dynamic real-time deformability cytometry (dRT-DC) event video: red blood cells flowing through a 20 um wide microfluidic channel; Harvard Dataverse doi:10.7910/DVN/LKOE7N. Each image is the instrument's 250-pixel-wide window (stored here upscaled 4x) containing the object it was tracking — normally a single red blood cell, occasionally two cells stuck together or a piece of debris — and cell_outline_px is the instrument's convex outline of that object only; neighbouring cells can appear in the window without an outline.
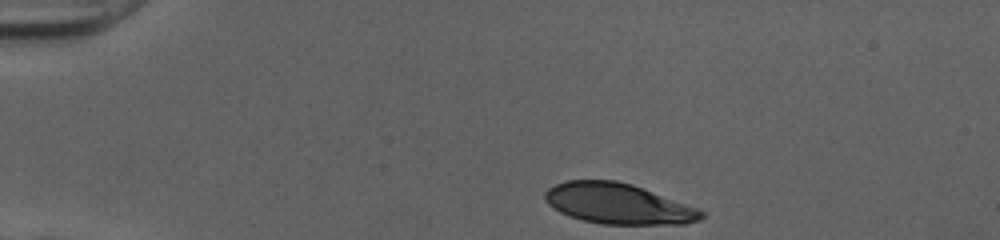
{"species": "human", "species_latin": "Homo sapiens", "temperature_condition": "cold", "stored_images_in_passage": 34, "camera_frame_rate_fps": 3000, "um_per_image_px": 0.085, "donor": {"sex": "female"}, "frame": {"image": 1, "passage_image": 1, "time_ms": 0.0, "image_size_px": [1000, 240], "cell_outline_px": [[704, 216], [700, 220], [684, 224], [600, 224], [568, 216], [560, 212], [548, 204], [544, 200], [544, 192], [548, 188], [556, 184], [568, 180], [616, 180], [632, 184], [696, 208], [704, 212]], "centroid_in_image_um": [52.5, 17.31], "position_along_channel_um": 32.5, "area_um2": 36.76}}
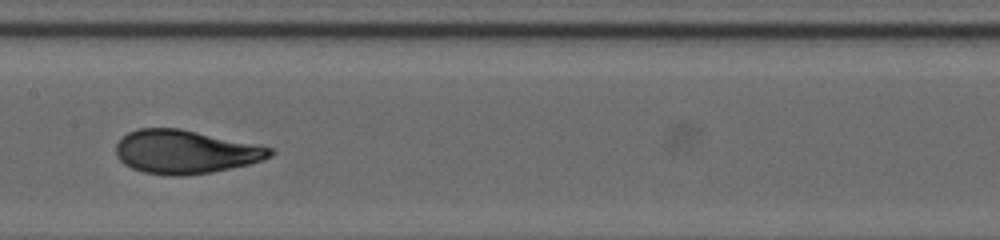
{"frame": {"image": 2, "passage_image": 18, "time_ms": 5.667, "image_size_px": [1000, 240], "cell_outline_px": [[276, 152], [272, 156], [264, 160], [232, 168], [212, 172], [184, 176], [168, 176], [144, 172], [132, 168], [124, 164], [116, 156], [116, 144], [128, 132], [140, 128], [180, 128], [276, 148]], "centroid_in_image_um": [15.8, 12.91], "position_along_channel_um": 191.6, "area_um2": 39.42}}
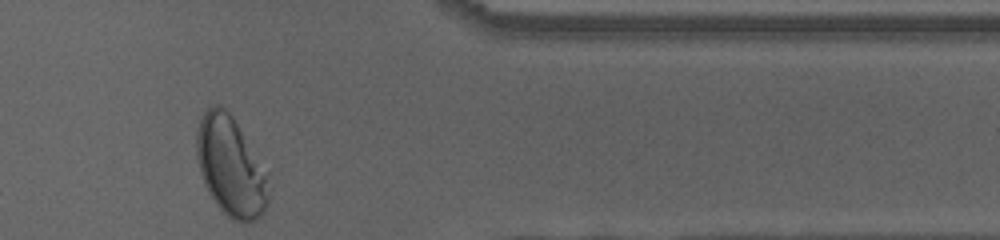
{"frame": {"image": 3, "passage_image": 34, "time_ms": 11.0, "image_size_px": [1000, 240], "cell_outline_px": [[268, 204], [260, 216], [256, 220], [244, 224], [240, 224], [232, 220], [216, 204], [208, 192], [204, 184], [200, 172], [196, 156], [196, 132], [200, 120], [204, 112], [212, 104], [220, 104], [232, 116], [268, 172]], "centroid_in_image_um": [19.61, 14.18], "position_along_channel_um": 391.8, "area_um2": 42.02}, "authors_computed_cell_mechanics": {"area_um2": 38.8994, "velocity_mm_per_s": 4.0145, "shape_relaxation_time_tau1_ms": 4.6099, "shape_relaxation_time_tau2_ms": null, "deformation_change_tau1": 0.2057, "deformation_change_tau2": null}}